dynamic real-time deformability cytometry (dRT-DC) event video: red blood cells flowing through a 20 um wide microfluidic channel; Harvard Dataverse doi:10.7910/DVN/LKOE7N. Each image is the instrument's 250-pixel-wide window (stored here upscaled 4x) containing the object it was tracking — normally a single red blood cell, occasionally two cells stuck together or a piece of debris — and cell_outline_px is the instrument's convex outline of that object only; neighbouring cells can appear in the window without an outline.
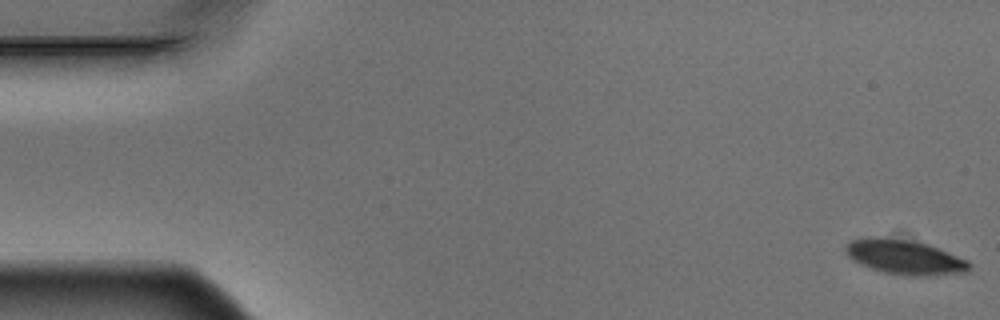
{"species": "Egyptian fruit bat (a non-hibernating species)", "species_latin": "Rousettus aegyptiacus", "temperature_condition": "warm", "stored_images_in_passage": 5, "camera_frame_rate_fps": 3000, "um_per_image_px": 0.085, "animal": {"sex": "male"}, "frame": {"image": 1, "passage_image": 1, "time_ms": 0.0, "image_size_px": [1000, 320], "cell_outline_px": [[972, 264], [968, 272], [920, 276], [908, 276], [884, 272], [872, 268], [852, 260], [844, 252], [844, 248], [852, 240], [872, 236], [884, 236], [908, 240], [928, 244], [968, 260]], "centroid_in_image_um": [76.9, 21.84], "position_along_channel_um": 8.1, "area_um2": 24.97}}
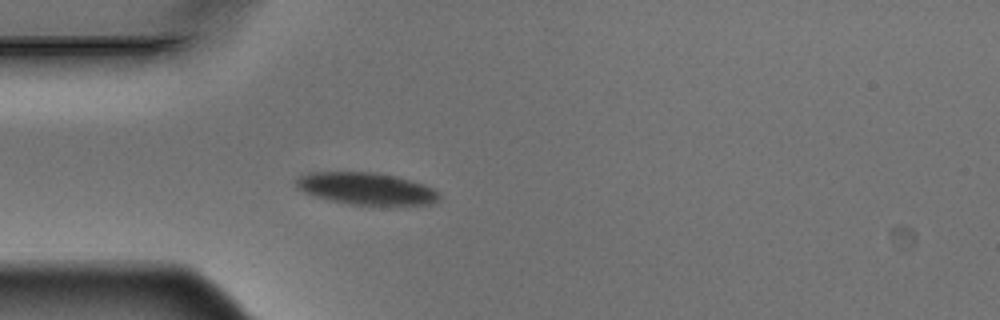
{"frame": {"image": 2, "passage_image": 5, "time_ms": 1.333, "image_size_px": [1000, 320], "cell_outline_px": [[440, 200], [432, 204], [380, 208], [352, 204], [328, 200], [312, 196], [296, 188], [292, 180], [308, 172], [376, 172], [396, 176], [424, 184], [440, 192]], "centroid_in_image_um": [31.16, 16.07], "position_along_channel_um": 53.8, "area_um2": 28.03}}